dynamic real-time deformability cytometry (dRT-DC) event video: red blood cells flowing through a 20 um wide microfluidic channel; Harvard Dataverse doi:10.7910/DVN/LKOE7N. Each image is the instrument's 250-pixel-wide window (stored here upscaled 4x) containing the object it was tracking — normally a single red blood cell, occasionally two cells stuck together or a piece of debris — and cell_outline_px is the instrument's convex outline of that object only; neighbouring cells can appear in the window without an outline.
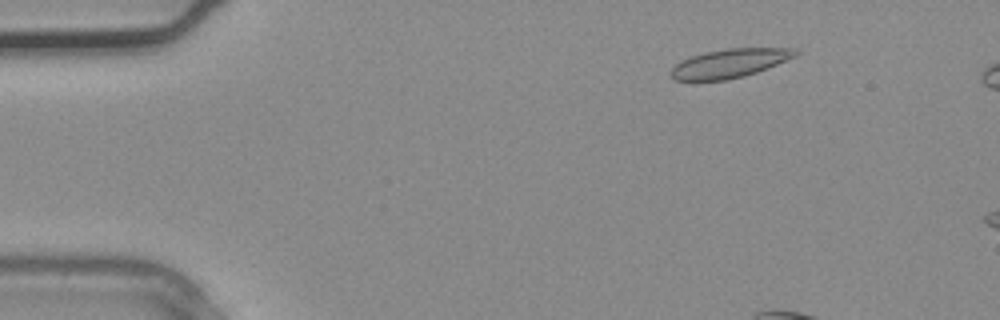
{"species": "common noctule bat (a hibernating species)", "species_latin": "Nyctalus noctula", "temperature_condition": "warm", "stored_images_in_passage": 4, "camera_frame_rate_fps": 3000, "um_per_image_px": 0.085, "animal": {"sex": "male", "body_mass_g": 20.4}, "frame": {"image": 1, "passage_image": 4, "time_ms": 1.0, "image_size_px": [1000, 320], "cell_outline_px": [[800, 52], [796, 56], [768, 68], [744, 76], [728, 80], [672, 80], [668, 72], [680, 60], [704, 52], [728, 48], [796, 48]], "centroid_in_image_um": [62.0, 5.38], "position_along_channel_um": 23.0, "area_um2": 21.04}}